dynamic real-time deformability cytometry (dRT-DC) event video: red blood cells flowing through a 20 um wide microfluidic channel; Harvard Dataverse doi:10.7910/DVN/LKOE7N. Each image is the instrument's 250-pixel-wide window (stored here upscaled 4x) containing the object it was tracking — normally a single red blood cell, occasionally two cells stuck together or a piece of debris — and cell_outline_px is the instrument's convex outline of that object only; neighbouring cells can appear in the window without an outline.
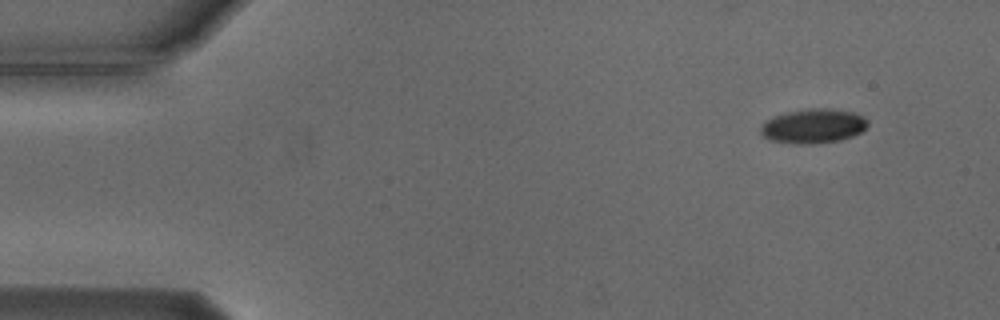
{"species": "Egyptian fruit bat (a non-hibernating species)", "species_latin": "Rousettus aegyptiacus", "temperature_condition": "cold", "stored_images_in_passage": 4, "camera_frame_rate_fps": 3000, "um_per_image_px": 0.085, "animal": {"sex": "male"}, "frame": {"image": 1, "passage_image": 1, "time_ms": 0.0, "image_size_px": [1000, 320], "cell_outline_px": [[868, 124], [860, 132], [852, 136], [840, 140], [808, 144], [796, 144], [772, 140], [764, 136], [760, 132], [760, 128], [764, 120], [772, 116], [788, 112], [808, 108], [832, 108], [852, 112], [864, 116]], "centroid_in_image_um": [69.1, 10.7], "position_along_channel_um": 15.9, "area_um2": 21.44}}